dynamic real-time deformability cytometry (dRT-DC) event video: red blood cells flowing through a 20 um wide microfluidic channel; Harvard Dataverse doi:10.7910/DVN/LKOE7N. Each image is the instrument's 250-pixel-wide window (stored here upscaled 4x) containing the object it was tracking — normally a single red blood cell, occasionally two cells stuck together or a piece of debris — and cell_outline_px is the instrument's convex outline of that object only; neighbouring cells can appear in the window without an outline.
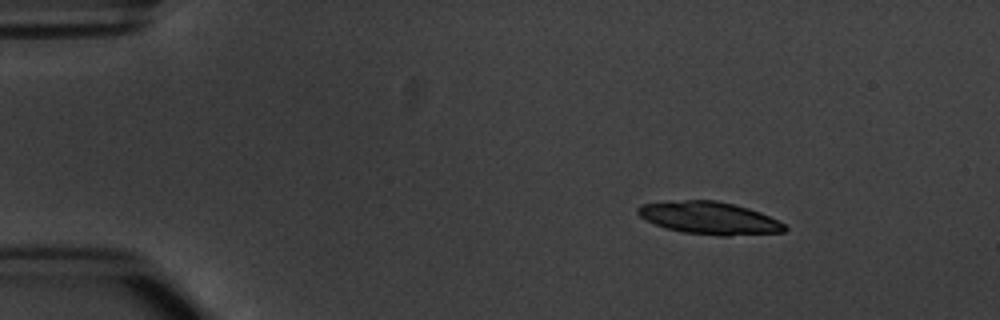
{"species": "common noctule bat (a hibernating species)", "species_latin": "Nyctalus noctula", "temperature_condition": "warm", "stored_images_in_passage": 4, "camera_frame_rate_fps": 3000, "um_per_image_px": 0.085, "animal": {"sex": "male", "body_mass_g": 20.1, "forearm_length_mm": 53.5}, "frame": {"image": 1, "passage_image": 2, "time_ms": 1.0, "image_size_px": [1000, 320], "cell_outline_px": [[788, 228], [784, 232], [728, 236], [720, 236], [684, 232], [668, 228], [656, 224], [640, 216], [636, 212], [636, 208], [640, 204], [684, 200], [716, 200], [748, 208], [760, 212], [784, 224]], "centroid_in_image_um": [60.3, 18.53], "position_along_channel_um": 24.7, "area_um2": 27.51}}